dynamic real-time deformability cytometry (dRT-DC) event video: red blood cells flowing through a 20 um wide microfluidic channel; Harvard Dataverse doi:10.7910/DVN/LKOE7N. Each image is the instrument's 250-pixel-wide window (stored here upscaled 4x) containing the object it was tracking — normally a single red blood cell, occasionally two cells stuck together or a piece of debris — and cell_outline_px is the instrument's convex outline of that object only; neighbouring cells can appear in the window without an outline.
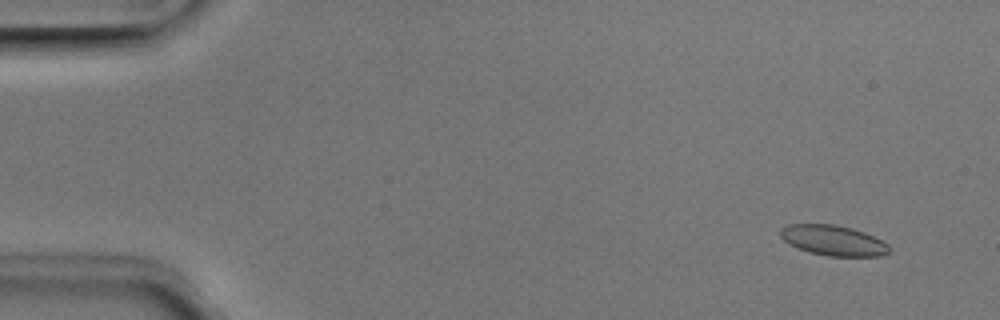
{"species": "Egyptian fruit bat (a non-hibernating species)", "species_latin": "Rousettus aegyptiacus", "temperature_condition": "room temperature", "stored_images_in_passage": 53, "camera_frame_rate_fps": 3000, "um_per_image_px": 0.085, "animal": {"sex": "male"}, "frame": {"image": 1, "passage_image": 4, "time_ms": 1.0, "image_size_px": [1000, 320], "cell_outline_px": [[892, 252], [880, 256], [828, 256], [796, 248], [788, 244], [780, 236], [780, 228], [788, 224], [836, 224], [852, 228], [864, 232], [888, 244]], "centroid_in_image_um": [70.82, 20.43], "position_along_channel_um": 14.2, "area_um2": 19.31}}
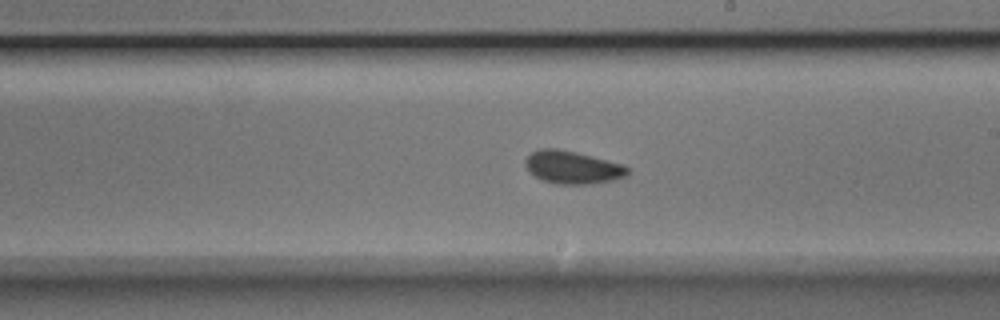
{"frame": {"image": 2, "passage_image": 30, "time_ms": 9.667, "image_size_px": [1000, 320], "cell_outline_px": [[628, 176], [612, 180], [592, 184], [556, 184], [544, 180], [528, 172], [524, 164], [524, 160], [532, 152], [540, 148], [556, 148], [576, 152], [624, 164], [628, 168]], "centroid_in_image_um": [48.66, 14.22], "position_along_channel_um": 240.3, "area_um2": 19.65}}
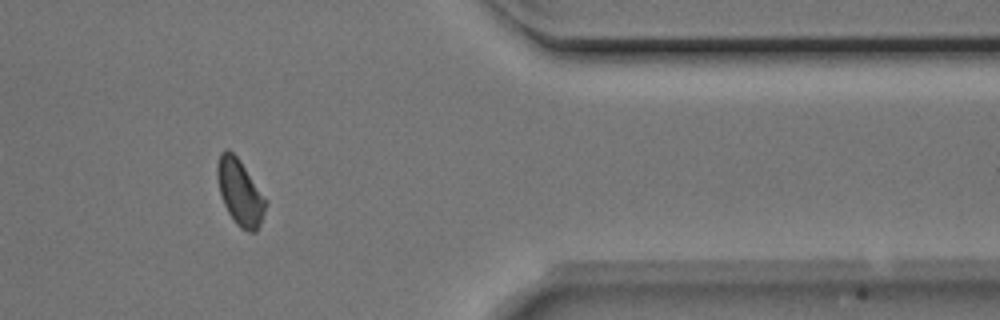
{"frame": {"image": 3, "passage_image": 43, "time_ms": 14.0, "image_size_px": [1000, 320], "cell_outline_px": [[268, 200], [260, 224], [256, 232], [248, 232], [240, 228], [236, 224], [228, 212], [220, 196], [216, 176], [216, 164], [220, 152], [224, 148], [228, 148], [240, 160]], "centroid_in_image_um": [20.38, 16.32], "position_along_channel_um": 391.0, "area_um2": 18.9}, "authors_computed_cell_mechanics": {"area_um2": 19.0162, "velocity_mm_per_s": 3.9581, "shape_relaxation_time_tau1_ms": 3.4271, "shape_relaxation_time_tau2_ms": 2.5985, "deformation_change_tau1": 0.0737, "deformation_change_tau2": 0.066}}